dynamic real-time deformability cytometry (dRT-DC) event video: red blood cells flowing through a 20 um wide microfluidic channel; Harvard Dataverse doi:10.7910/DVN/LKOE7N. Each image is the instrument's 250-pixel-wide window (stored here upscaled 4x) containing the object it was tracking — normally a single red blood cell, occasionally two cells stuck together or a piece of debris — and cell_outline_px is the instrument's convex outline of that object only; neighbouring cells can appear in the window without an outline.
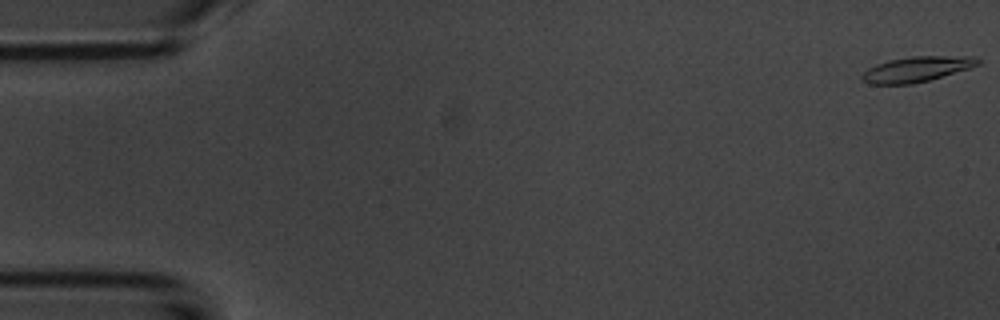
{"species": "common noctule bat (a hibernating species)", "species_latin": "Nyctalus noctula", "temperature_condition": "room temperature", "stored_images_in_passage": 54, "camera_frame_rate_fps": 3000, "um_per_image_px": 0.085, "animal": {"sex": "male", "body_mass_g": 20.1, "forearm_length_mm": 53.5}, "frame": {"image": 1, "passage_image": 1, "time_ms": 0.0, "image_size_px": [1000, 320], "cell_outline_px": [[980, 64], [968, 68], [928, 80], [912, 84], [868, 84], [860, 80], [860, 76], [868, 68], [876, 64], [888, 60], [912, 56], [976, 56], [980, 60]], "centroid_in_image_um": [77.87, 5.87], "position_along_channel_um": 7.1, "area_um2": 17.05}}
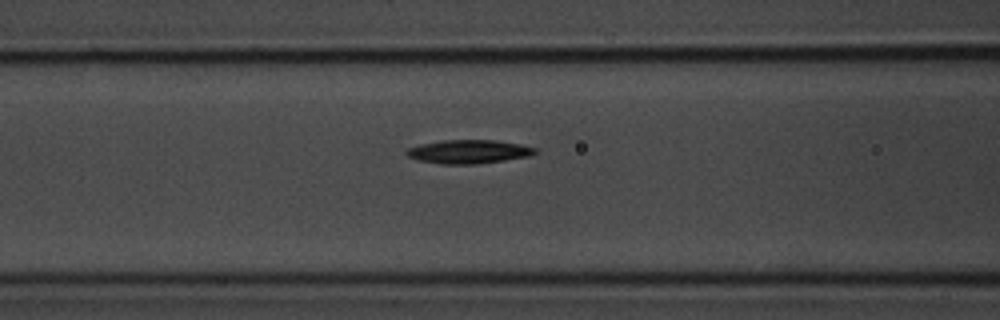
{"frame": {"image": 2, "passage_image": 22, "time_ms": 7.0, "image_size_px": [1000, 320], "cell_outline_px": [[536, 152], [528, 156], [504, 160], [476, 164], [440, 164], [416, 160], [408, 156], [404, 152], [408, 148], [420, 144], [440, 140], [496, 140], [520, 144], [536, 148]], "centroid_in_image_um": [39.78, 12.89], "position_along_channel_um": 126.8, "area_um2": 17.74}}
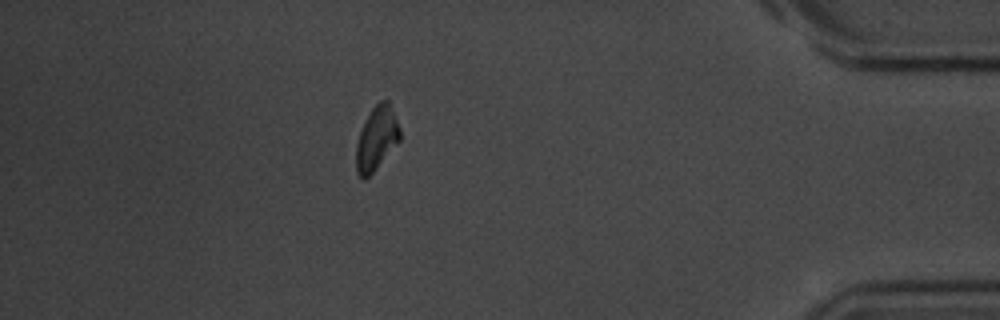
{"frame": {"image": 3, "passage_image": 48, "time_ms": 15.667, "image_size_px": [1000, 320], "cell_outline_px": [[400, 140], [376, 168], [364, 180], [360, 180], [356, 172], [356, 144], [360, 132], [372, 108], [380, 100], [388, 100], [400, 128]], "centroid_in_image_um": [32.0, 11.79], "position_along_channel_um": 403.2, "area_um2": 16.01}, "authors_computed_cell_mechanics": {"area_um2": 16.8487, "velocity_mm_per_s": 3.7094, "shape_relaxation_time_tau1_ms": 1.9705, "shape_relaxation_time_tau2_ms": null, "deformation_change_tau1": 0.1237, "deformation_change_tau2": null}}